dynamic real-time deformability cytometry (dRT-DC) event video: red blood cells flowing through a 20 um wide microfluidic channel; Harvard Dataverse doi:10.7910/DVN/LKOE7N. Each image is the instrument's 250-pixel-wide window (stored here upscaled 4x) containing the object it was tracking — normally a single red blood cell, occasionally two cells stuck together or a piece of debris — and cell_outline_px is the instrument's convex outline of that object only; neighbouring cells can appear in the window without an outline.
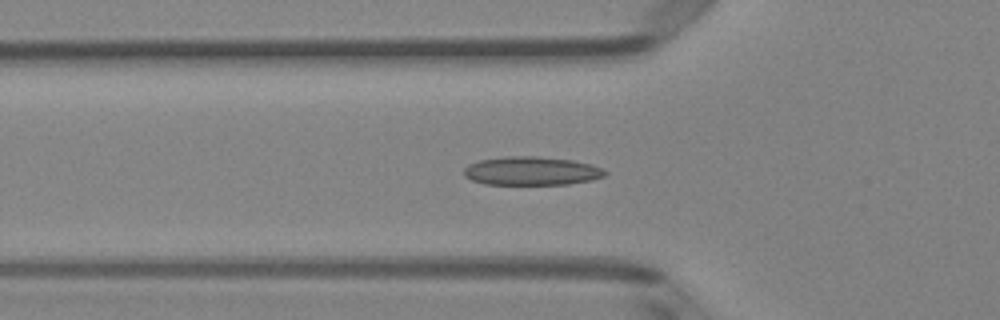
{"species": "Egyptian fruit bat (a non-hibernating species)", "species_latin": "Rousettus aegyptiacus", "temperature_condition": "room temperature", "stored_images_in_passage": 51, "camera_frame_rate_fps": 3000, "um_per_image_px": 0.085, "animal": {"sex": "female"}, "frame": {"image": 1, "passage_image": 17, "time_ms": 5.333, "image_size_px": [1000, 320], "cell_outline_px": [[608, 172], [604, 176], [592, 180], [568, 184], [484, 184], [472, 180], [464, 176], [464, 168], [468, 164], [480, 160], [508, 156], [536, 156], [572, 160], [592, 164]], "centroid_in_image_um": [45.17, 14.53], "position_along_channel_um": 80.6, "area_um2": 23.47}}
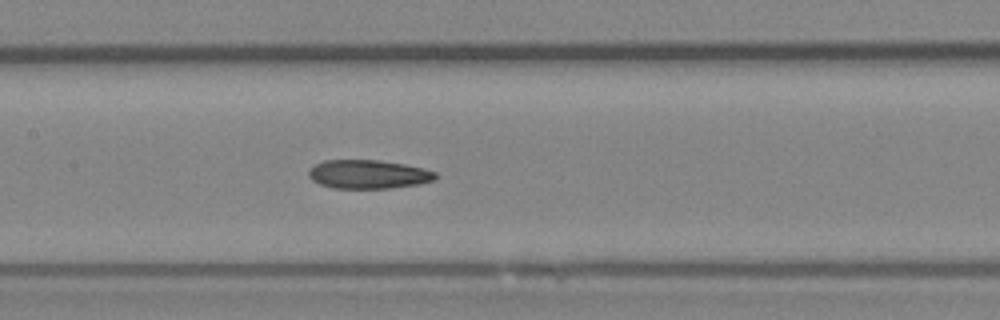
{"frame": {"image": 2, "passage_image": 24, "time_ms": 7.667, "image_size_px": [1000, 320], "cell_outline_px": [[436, 180], [420, 184], [392, 188], [332, 188], [320, 184], [312, 180], [308, 176], [308, 172], [316, 164], [324, 160], [380, 160], [404, 164], [424, 168], [436, 172]], "centroid_in_image_um": [31.34, 14.82], "position_along_channel_um": 176.1, "area_um2": 21.33}}
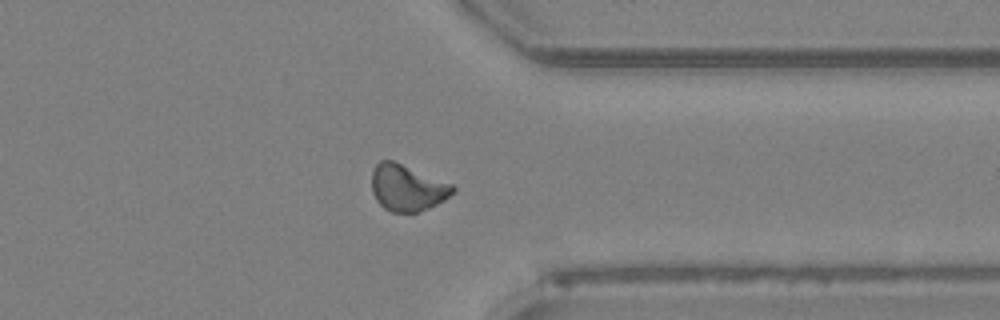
{"frame": {"image": 3, "passage_image": 39, "time_ms": 12.667, "image_size_px": [1000, 320], "cell_outline_px": [[456, 188], [444, 200], [428, 208], [416, 212], [392, 212], [384, 208], [376, 200], [372, 192], [372, 168], [380, 160], [392, 160], [452, 184]], "centroid_in_image_um": [34.57, 15.96], "position_along_channel_um": 376.8, "area_um2": 21.68}}